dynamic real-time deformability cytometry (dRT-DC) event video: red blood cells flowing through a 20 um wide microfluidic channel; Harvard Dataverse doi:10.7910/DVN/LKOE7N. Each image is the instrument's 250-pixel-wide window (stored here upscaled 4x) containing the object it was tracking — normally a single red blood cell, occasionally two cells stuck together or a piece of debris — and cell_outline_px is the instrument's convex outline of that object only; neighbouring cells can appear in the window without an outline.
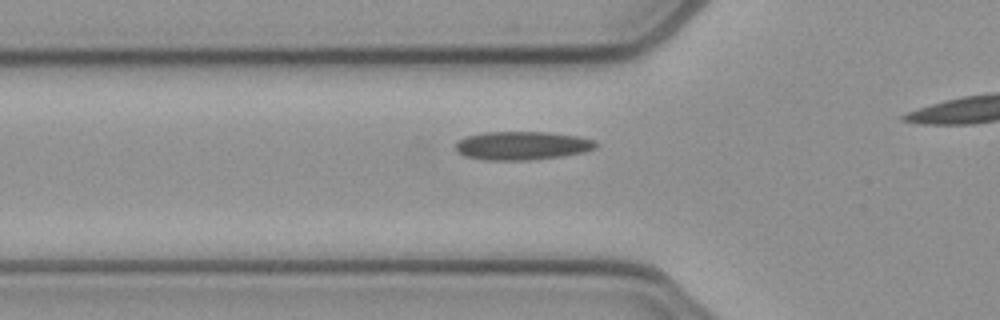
{"species": "common noctule bat (a hibernating species)", "species_latin": "Nyctalus noctula", "temperature_condition": "cold", "stored_images_in_passage": 27, "camera_frame_rate_fps": 3000, "um_per_image_px": 0.085, "animal": {"sex": "female", "body_mass_g": 21.9}, "frame": {"image": 1, "passage_image": 9, "time_ms": 2.667, "image_size_px": [1000, 320], "cell_outline_px": [[596, 148], [584, 152], [560, 156], [528, 160], [484, 160], [464, 156], [456, 152], [456, 144], [460, 140], [468, 136], [484, 132], [548, 132], [576, 136], [596, 140]], "centroid_in_image_um": [44.37, 12.38], "position_along_channel_um": 81.4, "area_um2": 23.18}}
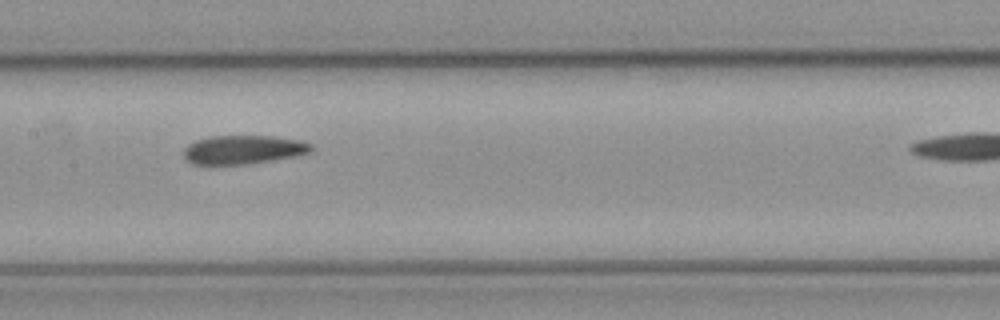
{"frame": {"image": 2, "passage_image": 17, "time_ms": 5.333, "image_size_px": [1000, 320], "cell_outline_px": [[312, 152], [296, 156], [272, 160], [244, 164], [192, 164], [184, 156], [184, 148], [188, 144], [196, 140], [212, 136], [272, 136], [300, 140], [312, 144]], "centroid_in_image_um": [20.7, 12.71], "position_along_channel_um": 186.7, "area_um2": 21.27}}
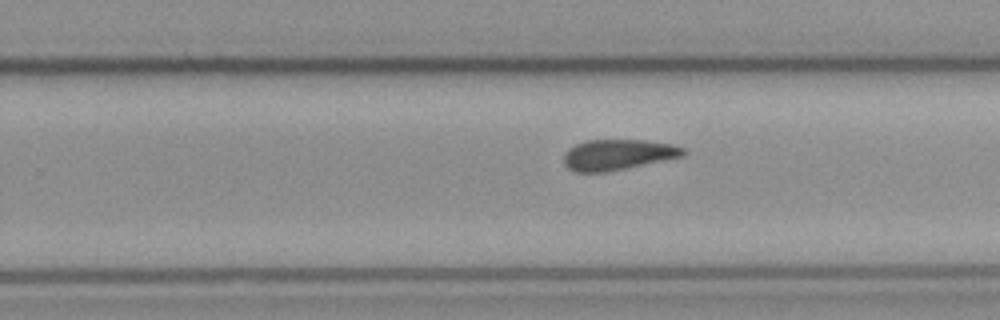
{"frame": {"image": 3, "passage_image": 24, "time_ms": 7.667, "image_size_px": [1000, 320], "cell_outline_px": [[688, 152], [684, 156], [608, 172], [576, 172], [568, 168], [564, 164], [564, 152], [568, 148], [584, 140], [648, 140], [672, 144], [684, 148]], "centroid_in_image_um": [52.52, 13.14], "position_along_channel_um": 277.3, "area_um2": 21.56}}